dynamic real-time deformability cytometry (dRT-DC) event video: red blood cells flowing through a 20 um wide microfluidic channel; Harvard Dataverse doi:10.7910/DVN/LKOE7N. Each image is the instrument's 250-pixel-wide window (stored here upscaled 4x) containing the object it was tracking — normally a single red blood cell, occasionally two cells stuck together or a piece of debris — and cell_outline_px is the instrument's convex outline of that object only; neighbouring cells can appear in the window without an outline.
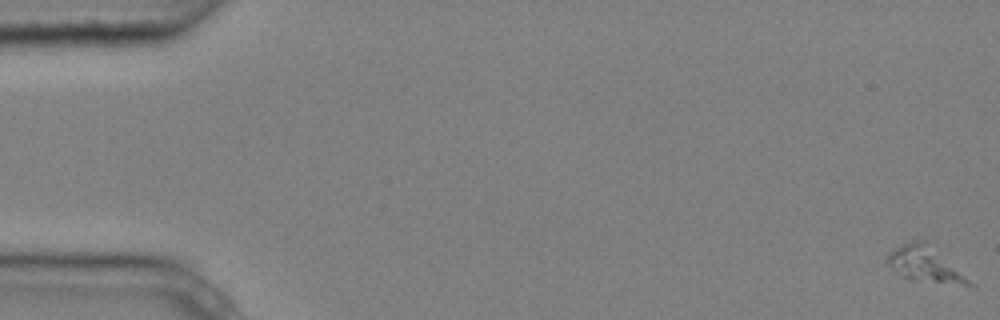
{"species": "common noctule bat (a hibernating species)", "species_latin": "Nyctalus noctula", "temperature_condition": "cold", "stored_images_in_passage": 5, "camera_frame_rate_fps": 3000, "um_per_image_px": 0.085, "animal": {"sex": "male", "body_mass_g": 20.4}, "frame": {"image": 1, "passage_image": 1, "time_ms": 0.0, "image_size_px": [1000, 320], "cell_outline_px": [[976, 288], [912, 280], [900, 276], [884, 260], [888, 252], [912, 240], [924, 240], [976, 284]], "centroid_in_image_um": [78.67, 22.53], "position_along_channel_um": 6.3, "area_um2": 17.11}}
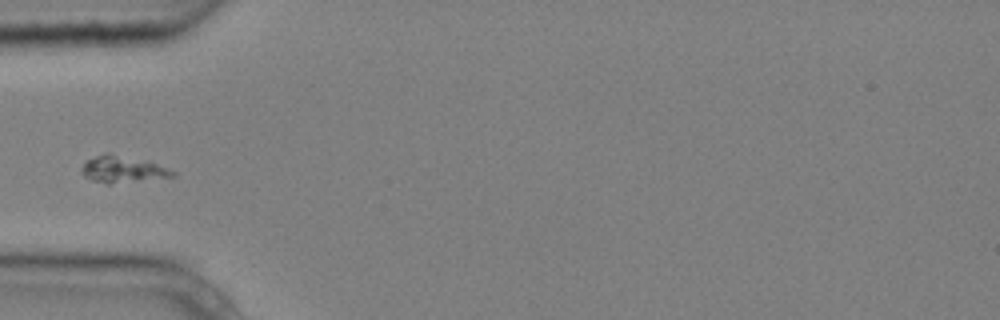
{"frame": {"image": 2, "passage_image": 5, "time_ms": 1.333, "image_size_px": [1000, 320], "cell_outline_px": [[176, 176], [108, 184], [92, 180], [84, 176], [80, 172], [80, 168], [88, 160], [96, 156], [108, 152], [156, 164], [176, 172]], "centroid_in_image_um": [10.37, 14.4], "position_along_channel_um": 74.6, "area_um2": 13.76}}